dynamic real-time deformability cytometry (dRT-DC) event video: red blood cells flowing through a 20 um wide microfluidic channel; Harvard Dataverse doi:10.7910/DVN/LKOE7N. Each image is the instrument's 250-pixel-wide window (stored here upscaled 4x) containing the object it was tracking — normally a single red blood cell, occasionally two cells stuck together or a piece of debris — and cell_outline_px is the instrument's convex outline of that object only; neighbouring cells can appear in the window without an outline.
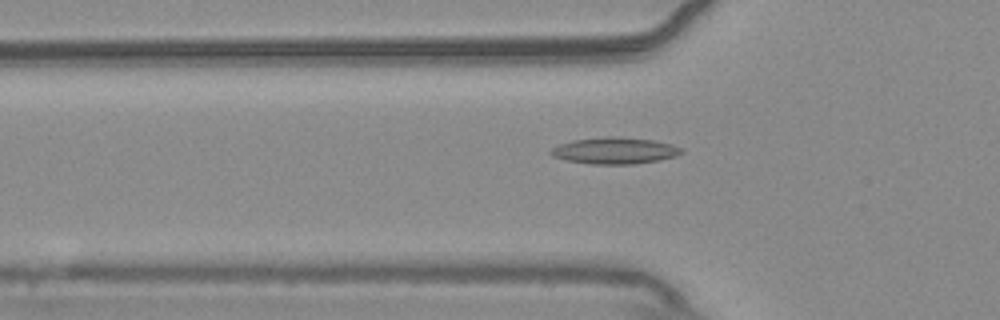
{"species": "common noctule bat (a hibernating species)", "species_latin": "Nyctalus noctula", "temperature_condition": "warm", "stored_images_in_passage": 50, "camera_frame_rate_fps": 3000, "um_per_image_px": 0.085, "animal": {"sex": "male", "body_mass_g": 20.4}, "frame": {"image": 1, "passage_image": 18, "time_ms": 5.667, "image_size_px": [1000, 320], "cell_outline_px": [[684, 152], [676, 156], [660, 160], [636, 164], [592, 164], [568, 160], [552, 156], [548, 152], [552, 148], [560, 144], [572, 140], [604, 136], [616, 136], [652, 140], [672, 144], [684, 148]], "centroid_in_image_um": [52.28, 12.8], "position_along_channel_um": 73.5, "area_um2": 20.35}}
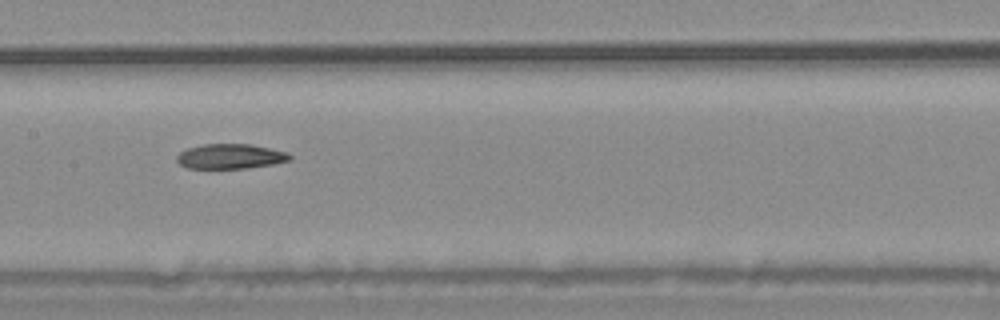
{"frame": {"image": 2, "passage_image": 27, "time_ms": 8.667, "image_size_px": [1000, 320], "cell_outline_px": [[292, 156], [288, 160], [272, 164], [248, 168], [188, 168], [180, 164], [176, 160], [176, 156], [180, 152], [188, 148], [204, 144], [252, 144], [288, 152]], "centroid_in_image_um": [19.58, 13.28], "position_along_channel_um": 187.8, "area_um2": 16.3}}
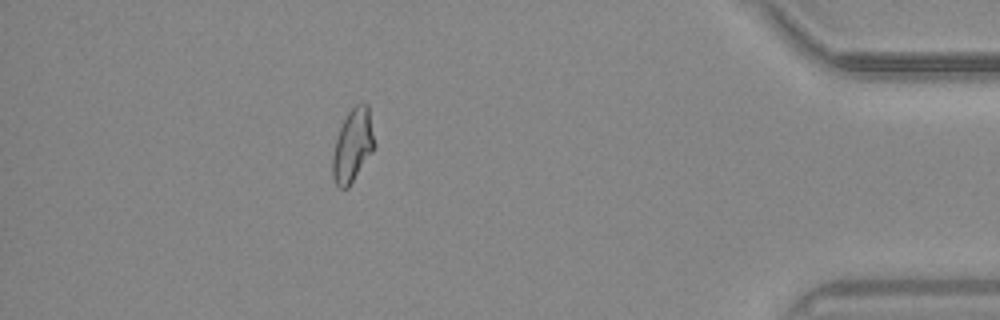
{"frame": {"image": 3, "passage_image": 48, "time_ms": 15.667, "image_size_px": [1000, 320], "cell_outline_px": [[372, 152], [348, 188], [340, 188], [336, 184], [332, 176], [332, 156], [336, 136], [348, 112], [356, 104], [368, 104], [372, 136]], "centroid_in_image_um": [29.92, 12.4], "position_along_channel_um": 405.3, "area_um2": 17.22}}